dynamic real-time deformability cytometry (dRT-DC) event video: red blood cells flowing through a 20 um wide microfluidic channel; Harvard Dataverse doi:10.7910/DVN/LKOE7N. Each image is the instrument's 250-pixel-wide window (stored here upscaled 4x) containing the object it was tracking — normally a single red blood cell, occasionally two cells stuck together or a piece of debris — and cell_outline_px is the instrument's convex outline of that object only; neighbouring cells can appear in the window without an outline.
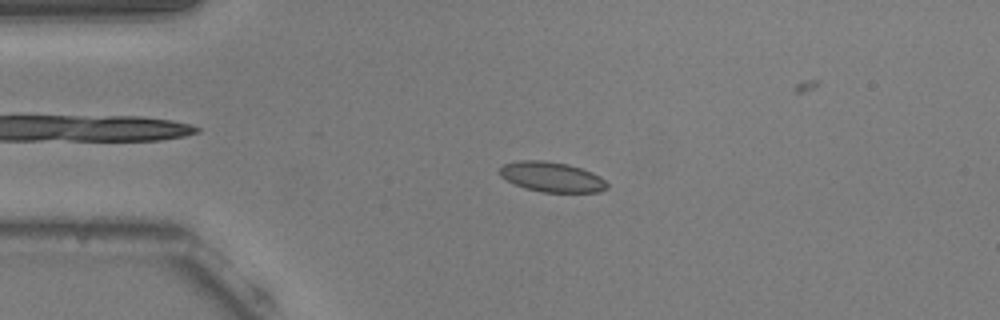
{"species": "common noctule bat (a hibernating species)", "species_latin": "Nyctalus noctula", "temperature_condition": "warm", "stored_images_in_passage": 55, "camera_frame_rate_fps": 3000, "um_per_image_px": 0.085, "animal": {"sex": "male", "body_mass_g": 20.5, "forearm_length_mm": 52.5}, "frame": {"image": 1, "passage_image": 12, "time_ms": 3.667, "image_size_px": [1000, 320], "cell_outline_px": [[608, 188], [600, 192], [540, 192], [524, 188], [500, 176], [500, 168], [504, 164], [520, 160], [544, 160], [568, 164], [592, 172], [600, 176], [608, 184]], "centroid_in_image_um": [46.92, 15.04], "position_along_channel_um": 38.1, "area_um2": 18.79}}
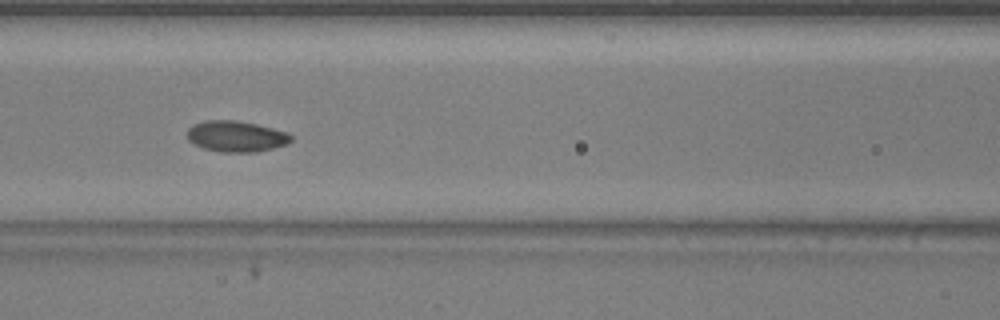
{"frame": {"image": 2, "passage_image": 23, "time_ms": 7.333, "image_size_px": [1000, 320], "cell_outline_px": [[292, 140], [288, 144], [256, 152], [220, 152], [204, 148], [188, 140], [188, 128], [192, 124], [204, 120], [236, 120], [256, 124], [272, 128], [284, 132], [292, 136]], "centroid_in_image_um": [20.05, 11.58], "position_along_channel_um": 146.5, "area_um2": 18.67}}
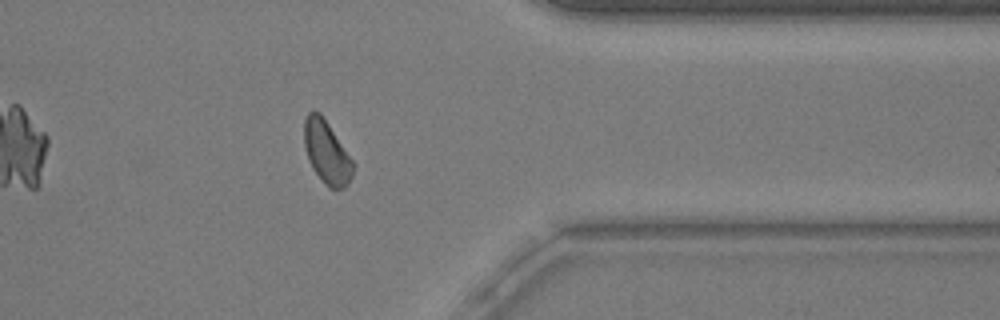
{"frame": {"image": 3, "passage_image": 43, "time_ms": 14.0, "image_size_px": [1000, 320], "cell_outline_px": [[356, 164], [352, 176], [348, 184], [344, 188], [328, 188], [324, 184], [312, 168], [308, 160], [304, 144], [304, 120], [308, 112], [320, 112]], "centroid_in_image_um": [27.78, 12.97], "position_along_channel_um": 383.6, "area_um2": 18.03}, "authors_computed_cell_mechanics": {"area_um2": 18.3226, "velocity_mm_per_s": 3.7439, "shape_relaxation_time_tau1_ms": 2.3547, "shape_relaxation_time_tau2_ms": 3.1268, "deformation_change_tau1": 0.0801, "deformation_change_tau2": 0.0703}}